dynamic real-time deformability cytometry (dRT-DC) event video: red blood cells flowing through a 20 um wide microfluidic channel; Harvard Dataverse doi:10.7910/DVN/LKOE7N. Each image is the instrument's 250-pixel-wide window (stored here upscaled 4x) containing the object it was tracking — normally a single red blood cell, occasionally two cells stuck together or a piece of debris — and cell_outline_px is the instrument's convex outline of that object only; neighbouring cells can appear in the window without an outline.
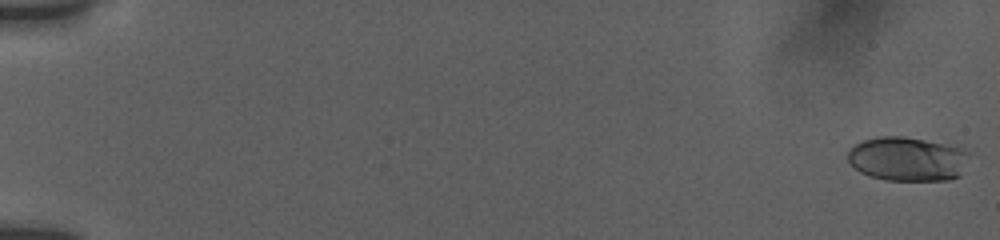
{"species": "human", "species_latin": "Homo sapiens", "temperature_condition": "room temperature", "stored_images_in_passage": 27, "camera_frame_rate_fps": 3000, "um_per_image_px": 0.085, "donor": {"sex": "female"}, "frame": {"image": 1, "passage_image": 1, "time_ms": 0.0, "image_size_px": [1000, 240], "cell_outline_px": [[968, 152], [960, 176], [948, 180], [888, 180], [868, 176], [860, 172], [848, 160], [848, 152], [856, 144], [864, 140], [876, 136], [904, 136], [924, 140], [960, 148]], "centroid_in_image_um": [77.09, 13.51], "position_along_channel_um": 7.9, "area_um2": 30.81}}
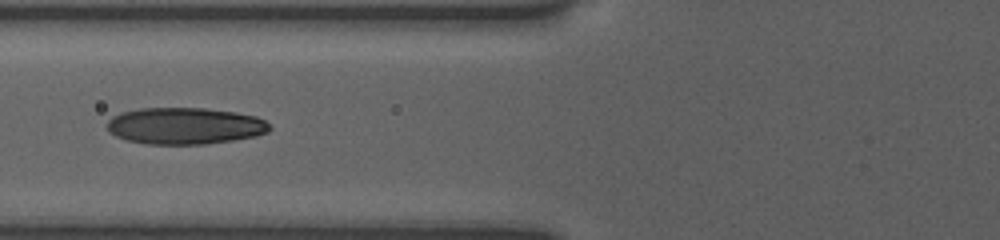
{"frame": {"image": 2, "passage_image": 16, "time_ms": 7.667, "image_size_px": [1000, 240], "cell_outline_px": [[272, 128], [268, 132], [256, 136], [232, 140], [204, 144], [148, 144], [128, 140], [116, 136], [108, 132], [108, 120], [112, 116], [124, 112], [140, 108], [204, 108], [236, 112], [256, 116], [264, 120]], "centroid_in_image_um": [15.73, 10.7], "position_along_channel_um": 110.1, "area_um2": 34.68}}
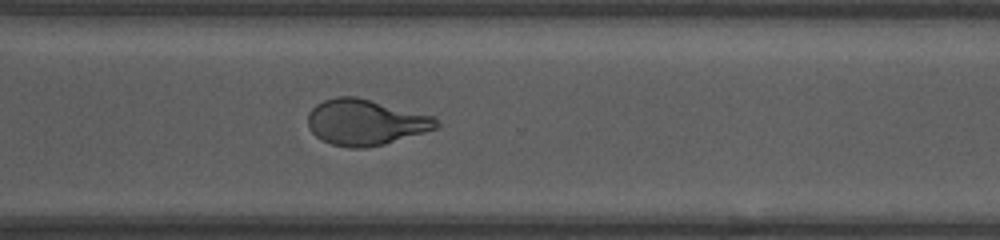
{"frame": {"image": 3, "passage_image": 27, "time_ms": 13.667, "image_size_px": [1000, 240], "cell_outline_px": [[440, 124], [436, 128], [424, 132], [384, 144], [364, 148], [348, 148], [332, 144], [316, 136], [312, 132], [308, 124], [308, 112], [316, 104], [324, 100], [336, 96], [356, 96], [436, 116]], "centroid_in_image_um": [31.08, 10.38], "position_along_channel_um": 339.5, "area_um2": 34.39}}